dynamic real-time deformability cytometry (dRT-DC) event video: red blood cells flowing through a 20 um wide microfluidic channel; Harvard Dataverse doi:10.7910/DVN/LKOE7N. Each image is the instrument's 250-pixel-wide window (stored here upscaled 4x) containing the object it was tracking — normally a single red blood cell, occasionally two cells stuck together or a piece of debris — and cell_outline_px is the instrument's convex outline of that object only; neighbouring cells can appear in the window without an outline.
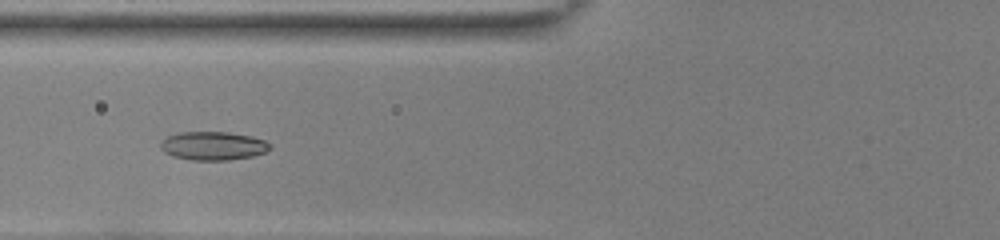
{"species": "common noctule bat (a hibernating species)", "species_latin": "Nyctalus noctula", "temperature_condition": "room temperature", "stored_images_in_passage": 48, "camera_frame_rate_fps": 3000, "um_per_image_px": 0.085, "animal": {"sex": "female", "body_mass_g": 22.0, "forearm_length_mm": 56.7}, "frame": {"image": 1, "passage_image": 17, "time_ms": 5.333, "image_size_px": [1000, 240], "cell_outline_px": [[272, 148], [264, 152], [252, 156], [228, 160], [192, 160], [172, 156], [164, 152], [160, 148], [160, 144], [168, 136], [180, 132], [228, 132], [252, 136], [264, 140], [272, 144]], "centroid_in_image_um": [18.13, 12.39], "position_along_channel_um": 107.7, "area_um2": 18.21}}
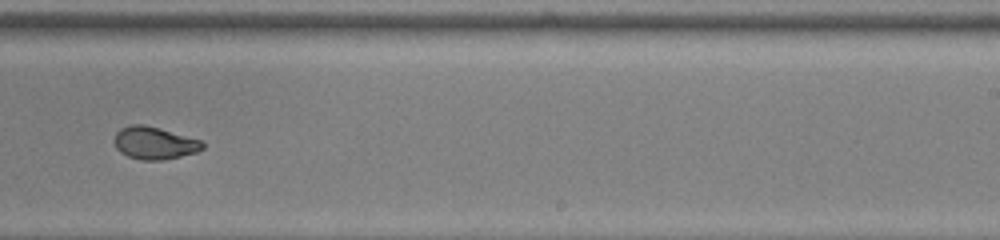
{"frame": {"image": 2, "passage_image": 30, "time_ms": 9.667, "image_size_px": [1000, 240], "cell_outline_px": [[204, 148], [196, 152], [164, 160], [140, 160], [128, 156], [120, 152], [116, 148], [112, 140], [116, 132], [120, 128], [132, 124], [144, 124], [160, 128], [204, 140]], "centroid_in_image_um": [13.12, 12.14], "position_along_channel_um": 275.9, "area_um2": 17.05}}
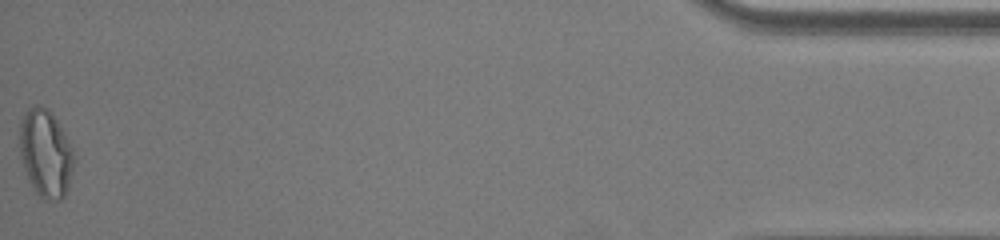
{"frame": {"image": 3, "passage_image": 48, "time_ms": 15.667, "image_size_px": [1000, 240], "cell_outline_px": [[72, 168], [68, 188], [64, 196], [60, 200], [44, 200], [36, 192], [28, 176], [20, 156], [20, 120], [24, 112], [32, 104], [40, 104], [48, 108], [52, 112], [72, 152]], "centroid_in_image_um": [3.83, 12.99], "position_along_channel_um": 431.4, "area_um2": 27.11}, "authors_computed_cell_mechanics": {"area_um2": 18.0625, "velocity_mm_per_s": 3.886, "shape_relaxation_time_tau1_ms": 9.3869, "shape_relaxation_time_tau2_ms": 1.3749, "deformation_change_tau1": 0.2359, "deformation_change_tau2": 0.0645}}